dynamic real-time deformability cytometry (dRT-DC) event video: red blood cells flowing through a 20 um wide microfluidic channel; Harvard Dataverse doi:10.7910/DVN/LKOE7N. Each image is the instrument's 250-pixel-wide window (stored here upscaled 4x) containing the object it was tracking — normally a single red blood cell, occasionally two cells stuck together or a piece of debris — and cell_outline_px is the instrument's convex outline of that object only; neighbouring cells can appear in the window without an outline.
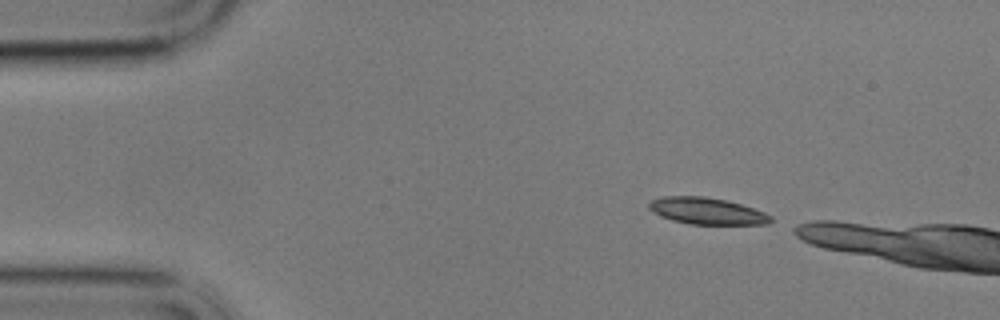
{"species": "common noctule bat (a hibernating species)", "species_latin": "Nyctalus noctula", "temperature_condition": "cold", "stored_images_in_passage": 5, "camera_frame_rate_fps": 3000, "um_per_image_px": 0.085, "animal": {"sex": "male", "body_mass_g": 17.9}, "frame": {"image": 1, "passage_image": 1, "time_ms": 0.0, "image_size_px": [1000, 320], "cell_outline_px": [[772, 220], [768, 224], [688, 224], [672, 220], [660, 216], [648, 208], [648, 204], [652, 200], [660, 196], [704, 196], [728, 200], [764, 212], [772, 216]], "centroid_in_image_um": [60.06, 17.93], "position_along_channel_um": 24.9, "area_um2": 18.96}}